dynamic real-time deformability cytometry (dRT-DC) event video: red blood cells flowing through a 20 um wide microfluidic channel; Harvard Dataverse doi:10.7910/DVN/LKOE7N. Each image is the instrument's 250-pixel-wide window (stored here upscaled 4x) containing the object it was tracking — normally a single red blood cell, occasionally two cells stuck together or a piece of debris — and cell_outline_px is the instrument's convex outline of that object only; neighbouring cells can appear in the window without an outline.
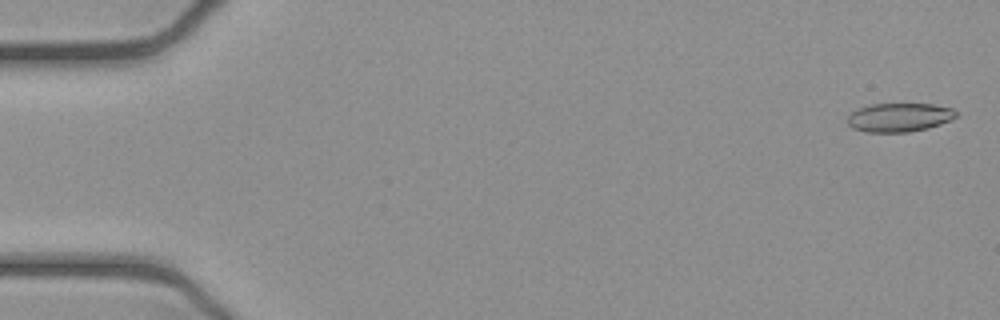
{"species": "common noctule bat (a hibernating species)", "species_latin": "Nyctalus noctula", "temperature_condition": "cold", "stored_images_in_passage": 53, "camera_frame_rate_fps": 3000, "um_per_image_px": 0.085, "animal": {"sex": "female", "body_mass_g": 21.9}, "frame": {"image": 1, "passage_image": 2, "time_ms": 0.333, "image_size_px": [1000, 320], "cell_outline_px": [[956, 116], [952, 120], [928, 128], [908, 132], [868, 132], [852, 128], [848, 124], [848, 116], [852, 112], [860, 108], [872, 104], [932, 104], [952, 108], [956, 112]], "centroid_in_image_um": [76.45, 9.98], "position_along_channel_um": 8.5, "area_um2": 18.09}}
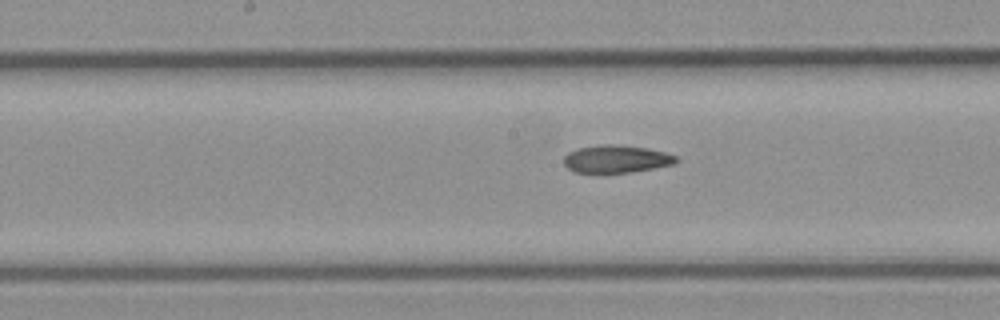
{"frame": {"image": 2, "passage_image": 27, "time_ms": 8.667, "image_size_px": [1000, 320], "cell_outline_px": [[680, 160], [672, 164], [632, 172], [576, 172], [568, 168], [564, 164], [564, 156], [568, 152], [580, 148], [600, 144], [616, 144], [648, 148], [664, 152], [676, 156]], "centroid_in_image_um": [52.38, 13.5], "position_along_channel_um": 195.8, "area_um2": 17.92}}
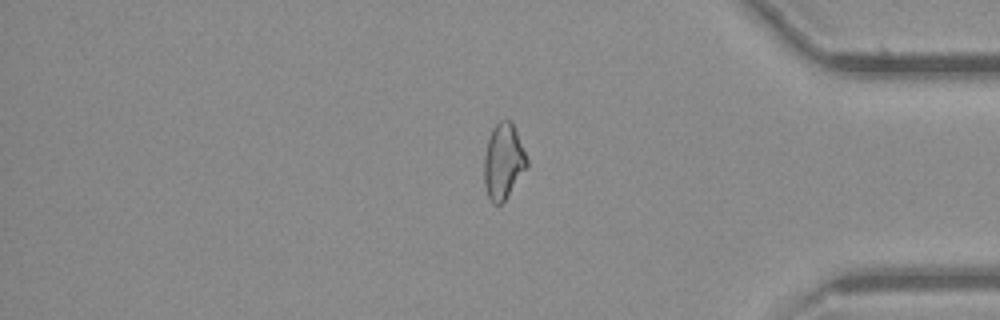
{"frame": {"image": 3, "passage_image": 44, "time_ms": 14.333, "image_size_px": [1000, 320], "cell_outline_px": [[528, 168], [504, 200], [500, 204], [492, 204], [488, 196], [484, 184], [484, 156], [488, 140], [492, 128], [500, 120], [512, 120], [528, 160]], "centroid_in_image_um": [42.79, 13.71], "position_along_channel_um": 392.4, "area_um2": 18.9}, "authors_computed_cell_mechanics": {"area_um2": 18.9006, "velocity_mm_per_s": 3.9224, "shape_relaxation_time_tau1_ms": null, "shape_relaxation_time_tau2_ms": 4.7778, "deformation_change_tau1": null, "deformation_change_tau2": 0.137}}